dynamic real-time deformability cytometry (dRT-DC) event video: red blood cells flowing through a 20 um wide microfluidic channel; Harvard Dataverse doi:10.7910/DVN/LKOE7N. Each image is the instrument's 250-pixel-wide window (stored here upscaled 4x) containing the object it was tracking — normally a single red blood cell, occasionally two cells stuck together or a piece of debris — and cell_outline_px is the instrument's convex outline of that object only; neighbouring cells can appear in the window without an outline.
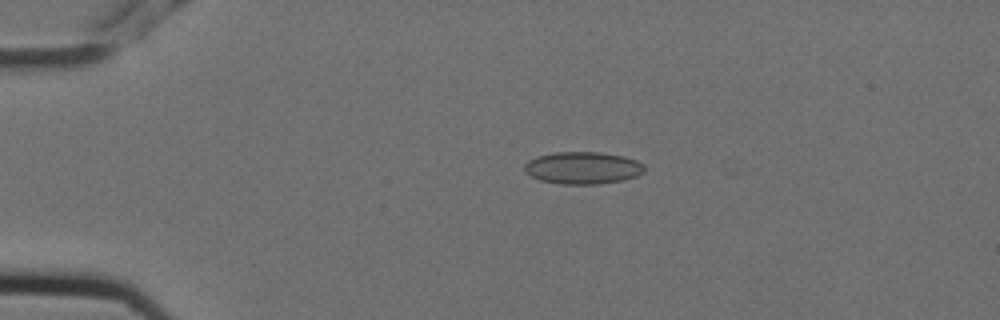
{"species": "Egyptian fruit bat (a non-hibernating species)", "species_latin": "Rousettus aegyptiacus", "temperature_condition": "cold", "stored_images_in_passage": 4, "camera_frame_rate_fps": 3000, "um_per_image_px": 0.085, "animal": {"sex": "female"}, "frame": {"image": 1, "passage_image": 3, "time_ms": 0.667, "image_size_px": [1000, 320], "cell_outline_px": [[644, 172], [636, 176], [624, 180], [600, 184], [560, 184], [540, 180], [524, 172], [524, 164], [528, 160], [536, 156], [556, 152], [600, 152], [624, 156], [636, 160], [644, 164]], "centroid_in_image_um": [49.53, 14.27], "position_along_channel_um": 35.5, "area_um2": 22.72}}